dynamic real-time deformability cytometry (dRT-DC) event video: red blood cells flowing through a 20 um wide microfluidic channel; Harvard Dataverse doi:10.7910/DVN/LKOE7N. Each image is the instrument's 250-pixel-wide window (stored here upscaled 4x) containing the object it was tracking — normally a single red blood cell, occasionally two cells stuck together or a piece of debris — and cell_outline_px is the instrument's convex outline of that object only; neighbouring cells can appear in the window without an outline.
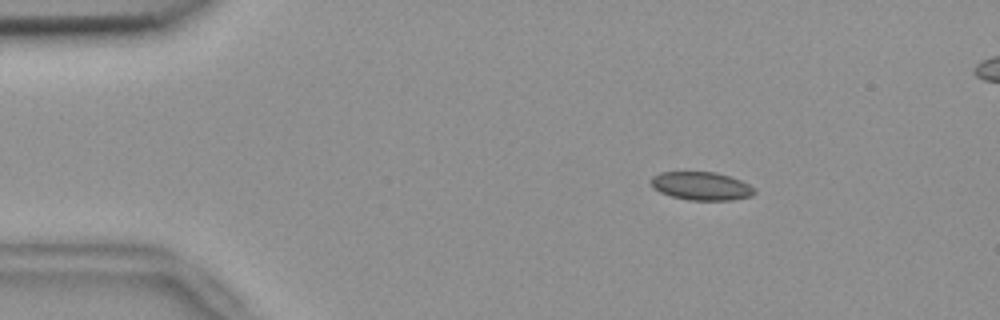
{"species": "common noctule bat (a hibernating species)", "species_latin": "Nyctalus noctula", "temperature_condition": "room temperature", "stored_images_in_passage": 55, "segment_of_instrument_passage": [1, 2], "camera_frame_rate_fps": 3000, "um_per_image_px": 0.085, "animal": {"sex": "female", "body_mass_g": 18.4}, "frame": {"image": 1, "passage_image": 8, "time_ms": 2.333, "image_size_px": [1000, 320], "cell_outline_px": [[756, 192], [752, 196], [732, 200], [688, 200], [672, 196], [660, 192], [652, 188], [648, 180], [652, 176], [660, 172], [716, 172], [740, 180], [756, 188]], "centroid_in_image_um": [59.58, 15.81], "position_along_channel_um": 25.4, "area_um2": 17.22}}
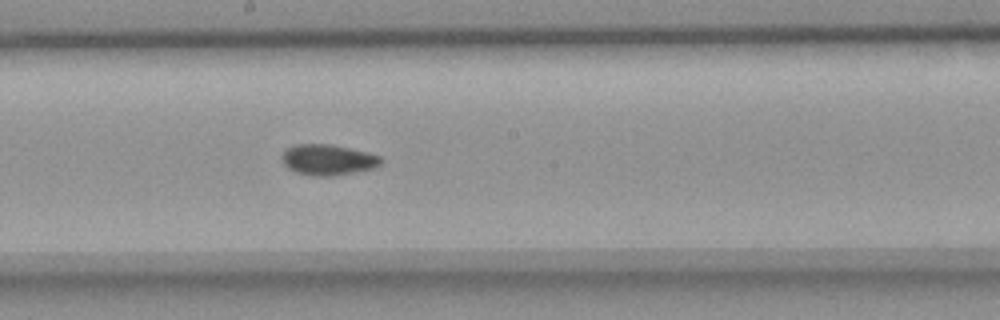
{"frame": {"image": 2, "passage_image": 29, "time_ms": 9.333, "image_size_px": [1000, 320], "cell_outline_px": [[384, 160], [380, 164], [372, 168], [332, 176], [308, 176], [296, 172], [288, 168], [284, 164], [280, 156], [284, 148], [296, 144], [332, 144], [368, 152], [380, 156]], "centroid_in_image_um": [27.82, 13.57], "position_along_channel_um": 220.4, "area_um2": 17.92}}
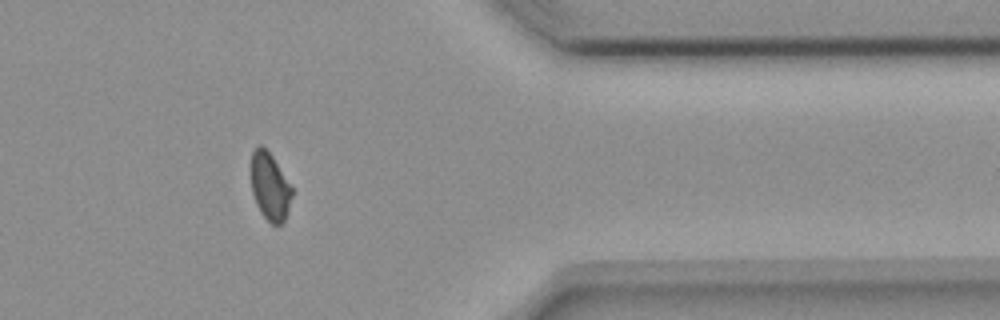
{"frame": {"image": 3, "passage_image": 44, "time_ms": 14.333, "image_size_px": [1000, 320], "cell_outline_px": [[292, 196], [288, 212], [284, 220], [280, 224], [272, 224], [260, 212], [256, 204], [252, 192], [252, 152], [260, 144], [272, 156], [292, 188]], "centroid_in_image_um": [22.95, 15.89], "position_along_channel_um": 388.5, "area_um2": 15.72}}